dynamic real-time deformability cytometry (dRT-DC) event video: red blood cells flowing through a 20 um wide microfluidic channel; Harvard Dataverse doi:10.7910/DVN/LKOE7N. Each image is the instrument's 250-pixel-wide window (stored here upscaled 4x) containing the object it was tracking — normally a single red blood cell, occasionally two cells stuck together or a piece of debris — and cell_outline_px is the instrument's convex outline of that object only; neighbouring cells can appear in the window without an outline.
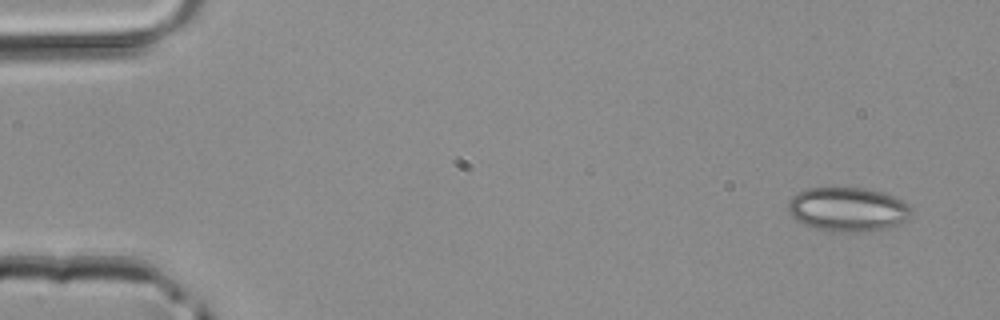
{"species": "common noctule bat (a hibernating species)", "species_latin": "Nyctalus noctula", "temperature_condition": "room temperature", "stored_images_in_passage": 3, "camera_frame_rate_fps": 3000, "um_per_image_px": 0.085, "animal": {"sex": "male", "body_mass_g": 20.4}, "frame": {"image": 1, "passage_image": 1, "time_ms": 0.0, "image_size_px": [1000, 320], "cell_outline_px": [[912, 212], [900, 224], [888, 228], [864, 232], [848, 232], [816, 228], [804, 224], [796, 220], [788, 212], [788, 200], [796, 192], [804, 188], [832, 184], [864, 188], [884, 192], [908, 204], [912, 208]], "centroid_in_image_um": [72.01, 17.73], "position_along_channel_um": 13.0, "area_um2": 32.6}}